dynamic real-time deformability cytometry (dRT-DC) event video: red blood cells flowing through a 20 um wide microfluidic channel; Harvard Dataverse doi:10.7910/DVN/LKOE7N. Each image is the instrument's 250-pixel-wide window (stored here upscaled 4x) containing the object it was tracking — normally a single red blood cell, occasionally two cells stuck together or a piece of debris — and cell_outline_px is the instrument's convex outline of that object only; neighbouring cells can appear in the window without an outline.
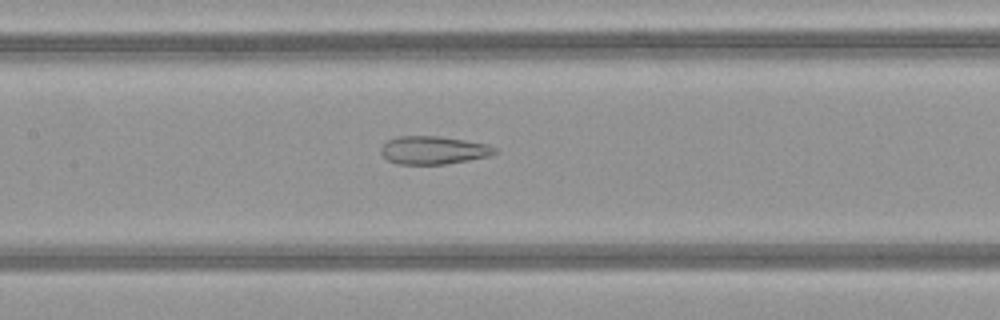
{"species": "common noctule bat (a hibernating species)", "species_latin": "Nyctalus noctula", "temperature_condition": "warm", "stored_images_in_passage": 44, "camera_frame_rate_fps": 3000, "um_per_image_px": 0.085, "animal": {"sex": "female", "body_mass_g": 21.9}, "frame": {"image": 1, "passage_image": 24, "time_ms": 7.667, "image_size_px": [1000, 320], "cell_outline_px": [[496, 152], [488, 156], [468, 160], [444, 164], [396, 164], [388, 160], [380, 152], [380, 148], [388, 140], [400, 136], [440, 136], [488, 144], [496, 148]], "centroid_in_image_um": [36.82, 12.76], "position_along_channel_um": 170.6, "area_um2": 18.5}}
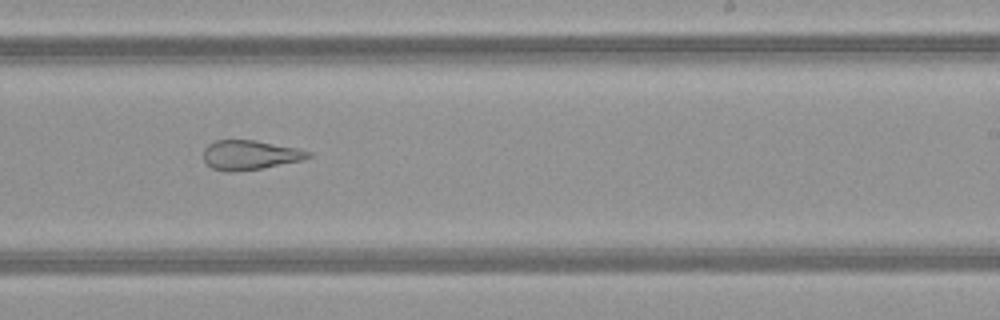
{"frame": {"image": 2, "passage_image": 31, "time_ms": 10.0, "image_size_px": [1000, 320], "cell_outline_px": [[312, 156], [304, 160], [260, 168], [232, 172], [228, 172], [212, 168], [204, 160], [204, 148], [208, 144], [216, 140], [256, 140], [296, 148], [312, 152]], "centroid_in_image_um": [21.25, 13.17], "position_along_channel_um": 267.7, "area_um2": 17.92}}
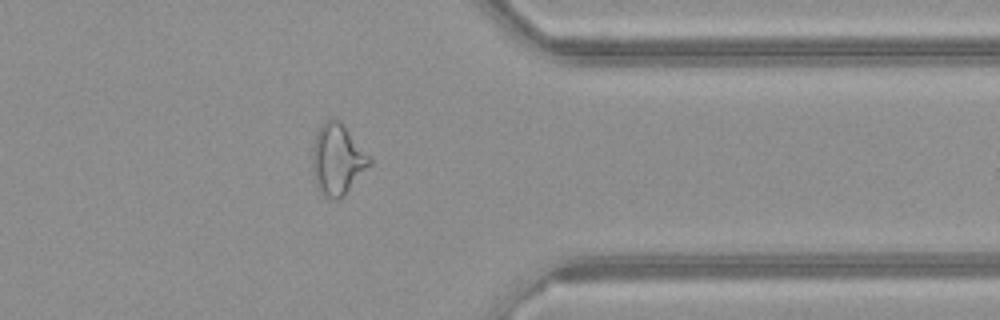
{"frame": {"image": 3, "passage_image": 40, "time_ms": 13.0, "image_size_px": [1000, 320], "cell_outline_px": [[372, 164], [344, 196], [340, 200], [332, 200], [324, 196], [316, 188], [312, 168], [312, 148], [316, 132], [320, 124], [324, 120], [336, 116], [344, 124], [372, 160]], "centroid_in_image_um": [28.66, 13.55], "position_along_channel_um": 382.7, "area_um2": 24.22}, "authors_computed_cell_mechanics": {"area_um2": 23.5246, "velocity_mm_per_s": 4.1816, "shape_relaxation_time_tau1_ms": null, "shape_relaxation_time_tau2_ms": 1.8827, "deformation_change_tau1": null, "deformation_change_tau2": 0.1236}}